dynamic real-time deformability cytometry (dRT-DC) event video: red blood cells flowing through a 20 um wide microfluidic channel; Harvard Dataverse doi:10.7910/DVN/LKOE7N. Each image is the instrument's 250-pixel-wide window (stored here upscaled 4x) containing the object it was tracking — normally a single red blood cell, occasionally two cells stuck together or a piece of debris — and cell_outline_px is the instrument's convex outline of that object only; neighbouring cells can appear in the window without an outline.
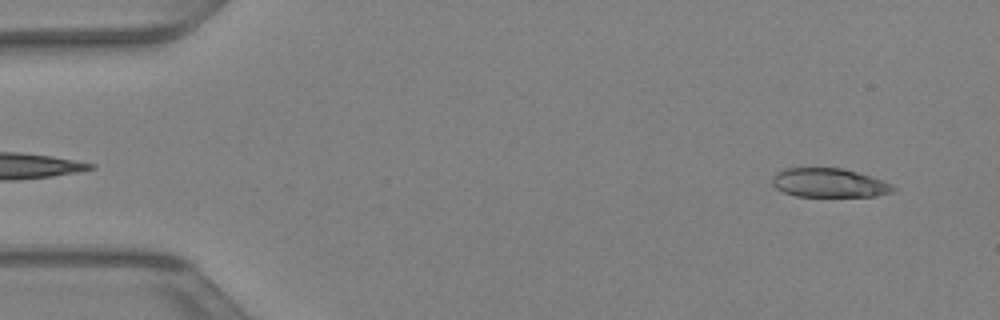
{"species": "Egyptian fruit bat (a non-hibernating species)", "species_latin": "Rousettus aegyptiacus", "temperature_condition": "warm", "stored_images_in_passage": 42, "camera_frame_rate_fps": 3000, "um_per_image_px": 0.085, "animal": {"sex": "female"}, "frame": {"image": 1, "passage_image": 3, "time_ms": 0.667, "image_size_px": [1000, 320], "cell_outline_px": [[896, 188], [892, 192], [876, 196], [796, 196], [784, 192], [776, 188], [772, 184], [772, 176], [776, 172], [784, 168], [840, 168], [856, 172], [892, 184]], "centroid_in_image_um": [70.43, 15.54], "position_along_channel_um": 14.6, "area_um2": 20.23}}
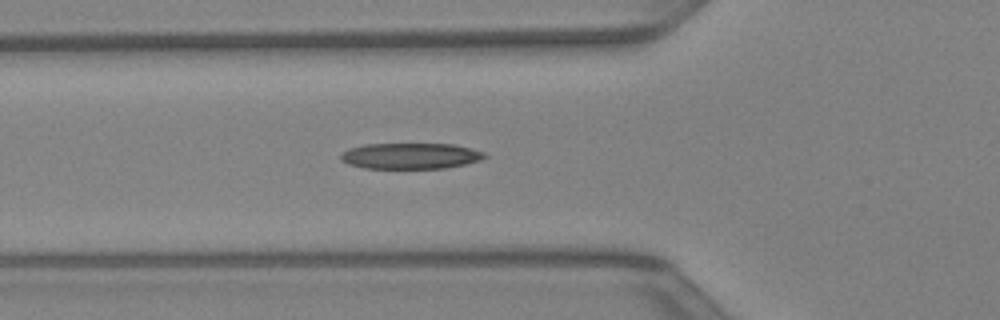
{"frame": {"image": 2, "passage_image": 15, "time_ms": 4.667, "image_size_px": [1000, 320], "cell_outline_px": [[488, 156], [480, 160], [464, 164], [444, 168], [364, 168], [348, 164], [340, 160], [340, 156], [348, 148], [364, 144], [452, 144], [484, 152]], "centroid_in_image_um": [34.86, 13.25], "position_along_channel_um": 90.9, "area_um2": 21.62}}
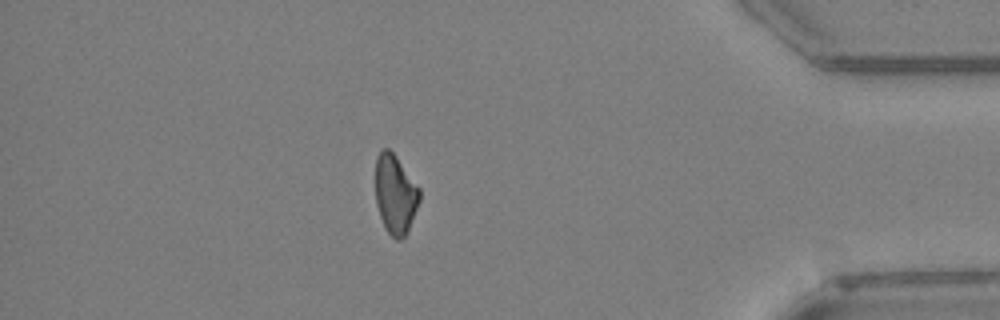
{"frame": {"image": 3, "passage_image": 37, "time_ms": 12.0, "image_size_px": [1000, 320], "cell_outline_px": [[420, 200], [408, 228], [404, 236], [400, 240], [396, 240], [384, 228], [376, 204], [376, 156], [380, 148], [388, 148], [396, 156], [420, 188]], "centroid_in_image_um": [33.58, 16.48], "position_along_channel_um": 401.6, "area_um2": 20.29}}